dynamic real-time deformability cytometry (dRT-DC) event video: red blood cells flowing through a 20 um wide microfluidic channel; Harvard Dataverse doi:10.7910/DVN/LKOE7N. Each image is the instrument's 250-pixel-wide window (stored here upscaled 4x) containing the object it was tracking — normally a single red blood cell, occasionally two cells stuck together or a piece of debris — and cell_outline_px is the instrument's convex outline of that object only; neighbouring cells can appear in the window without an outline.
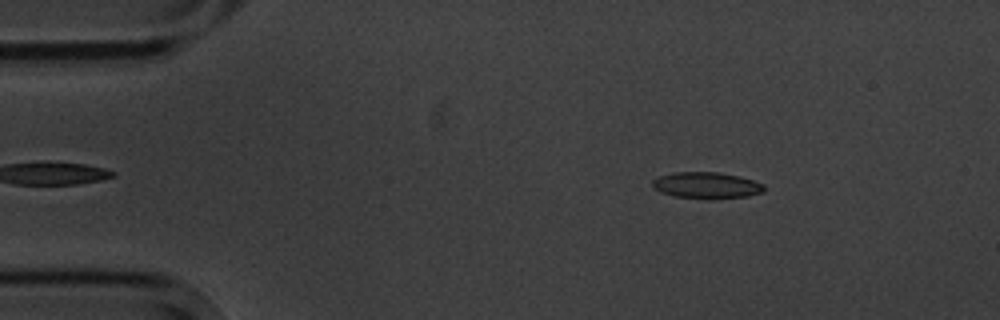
{"species": "common noctule bat (a hibernating species)", "species_latin": "Nyctalus noctula", "temperature_condition": "cold", "stored_images_in_passage": 3, "camera_frame_rate_fps": 3000, "um_per_image_px": 0.085, "animal": {"sex": "male", "body_mass_g": 20.1, "forearm_length_mm": 53.5}, "frame": {"image": 1, "passage_image": 1, "time_ms": 0.0, "image_size_px": [1000, 320], "cell_outline_px": [[764, 192], [748, 196], [712, 200], [672, 196], [660, 192], [652, 188], [652, 180], [660, 176], [676, 172], [716, 172], [740, 176], [764, 184]], "centroid_in_image_um": [60.05, 15.77], "position_along_channel_um": 25.0, "area_um2": 17.46}}